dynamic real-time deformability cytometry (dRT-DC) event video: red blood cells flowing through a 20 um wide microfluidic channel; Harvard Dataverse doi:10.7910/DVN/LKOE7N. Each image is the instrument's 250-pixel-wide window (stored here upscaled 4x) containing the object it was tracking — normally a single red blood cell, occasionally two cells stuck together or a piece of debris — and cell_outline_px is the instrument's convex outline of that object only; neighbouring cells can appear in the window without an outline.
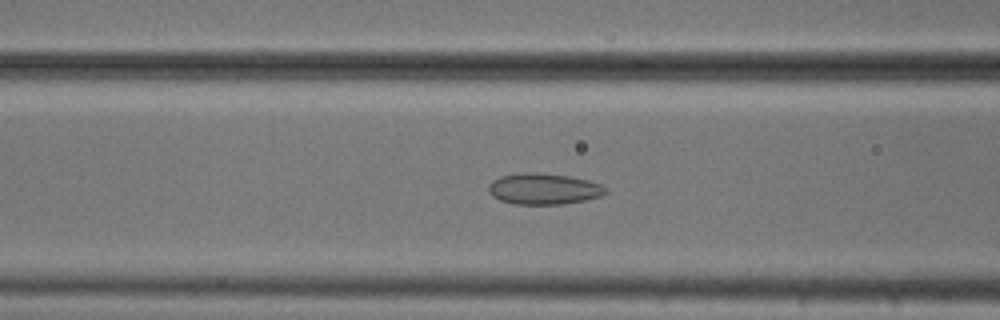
{"species": "common noctule bat (a hibernating species)", "species_latin": "Nyctalus noctula", "temperature_condition": "cold", "stored_images_in_passage": 48, "segment_of_instrument_passage": [1, 2], "camera_frame_rate_fps": 3000, "um_per_image_px": 0.085, "animal": {"sex": "male", "body_mass_g": 20.5, "forearm_length_mm": 52.5}, "frame": {"image": 1, "passage_image": 15, "time_ms": 4.667, "image_size_px": [1000, 320], "cell_outline_px": [[608, 192], [600, 196], [584, 200], [564, 204], [516, 204], [500, 200], [492, 196], [488, 192], [488, 184], [492, 180], [500, 176], [520, 172], [536, 172], [568, 176], [588, 180], [600, 184], [608, 188]], "centroid_in_image_um": [46.19, 16.04], "position_along_channel_um": 120.4, "area_um2": 21.39}}
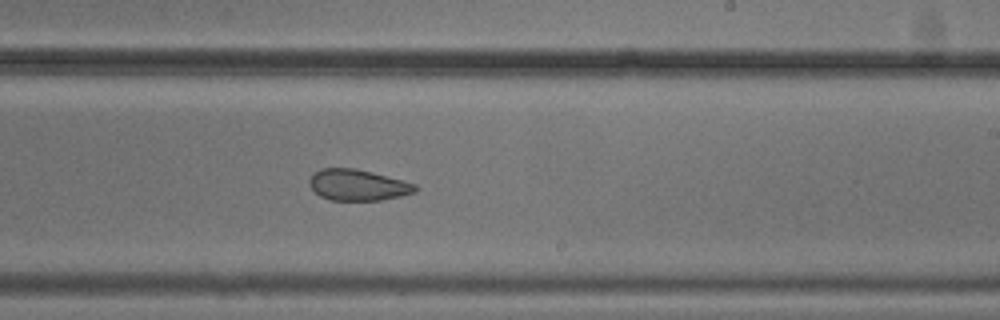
{"frame": {"image": 2, "passage_image": 26, "time_ms": 8.333, "image_size_px": [1000, 320], "cell_outline_px": [[420, 188], [416, 192], [400, 196], [380, 200], [332, 200], [320, 196], [308, 184], [308, 180], [320, 168], [352, 168], [372, 172], [416, 184]], "centroid_in_image_um": [30.43, 15.73], "position_along_channel_um": 258.6, "area_um2": 19.07}}
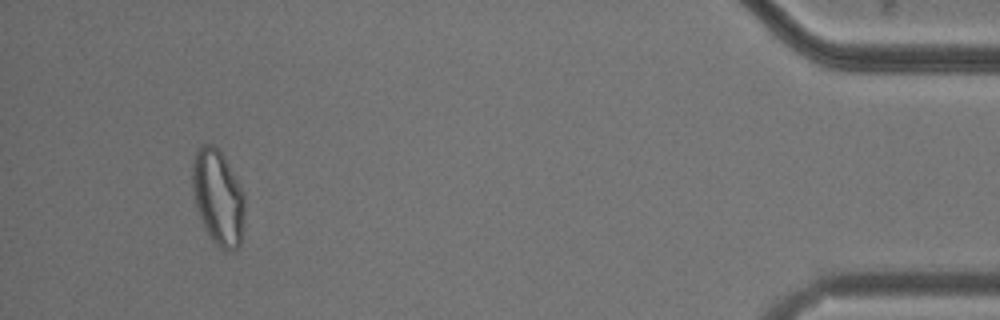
{"frame": {"image": 3, "passage_image": 44, "time_ms": 14.333, "image_size_px": [1000, 320], "cell_outline_px": [[244, 216], [240, 244], [232, 252], [224, 252], [212, 240], [204, 228], [196, 204], [192, 188], [192, 164], [196, 148], [204, 144], [212, 144], [224, 156], [244, 192]], "centroid_in_image_um": [18.53, 16.78], "position_along_channel_um": 416.7, "area_um2": 29.13}}